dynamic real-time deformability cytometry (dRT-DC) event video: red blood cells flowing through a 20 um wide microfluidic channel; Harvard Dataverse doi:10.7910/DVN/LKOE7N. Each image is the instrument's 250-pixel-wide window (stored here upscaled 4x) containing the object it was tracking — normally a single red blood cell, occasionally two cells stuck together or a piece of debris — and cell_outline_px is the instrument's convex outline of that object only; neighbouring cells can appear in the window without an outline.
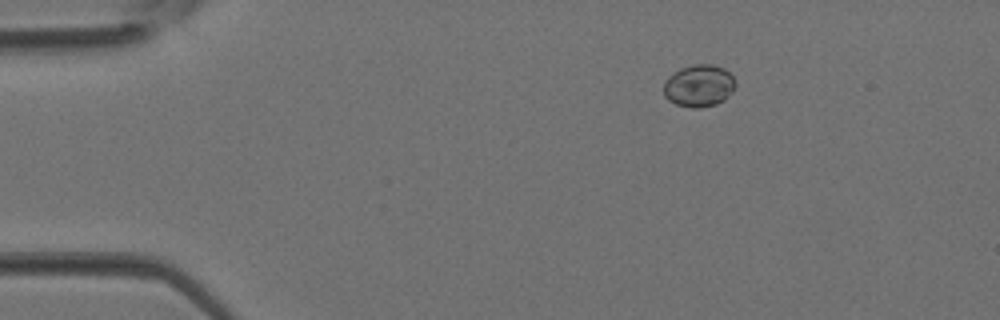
{"species": "Egyptian fruit bat (a non-hibernating species)", "species_latin": "Rousettus aegyptiacus", "temperature_condition": "room temperature", "stored_images_in_passage": 3, "camera_frame_rate_fps": 3000, "um_per_image_px": 0.085, "animal": {"sex": "female"}, "frame": {"image": 1, "passage_image": 1, "time_ms": 0.0, "image_size_px": [1000, 320], "cell_outline_px": [[736, 84], [732, 92], [724, 100], [716, 104], [700, 108], [692, 108], [676, 104], [668, 100], [664, 96], [664, 80], [668, 76], [680, 68], [692, 64], [712, 64], [724, 68], [736, 80]], "centroid_in_image_um": [59.4, 7.28], "position_along_channel_um": 25.6, "area_um2": 17.86}}
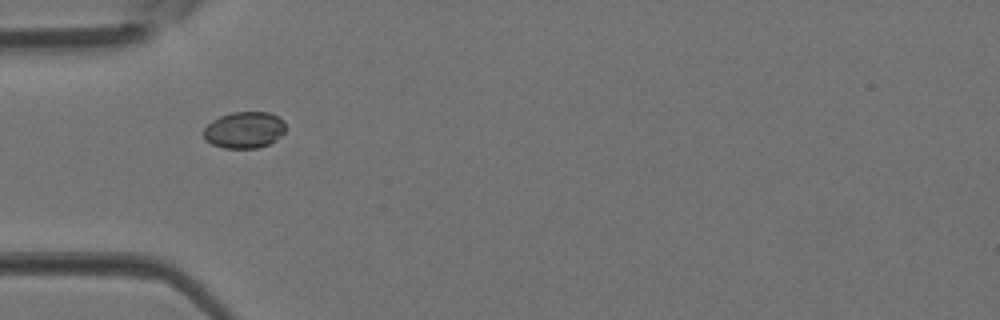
{"frame": {"image": 2, "passage_image": 3, "time_ms": 0.667, "image_size_px": [1000, 320], "cell_outline_px": [[284, 132], [276, 140], [268, 144], [256, 148], [224, 148], [212, 144], [204, 140], [204, 128], [212, 120], [220, 116], [232, 112], [268, 112], [284, 120]], "centroid_in_image_um": [20.75, 11.05], "position_along_channel_um": 64.3, "area_um2": 17.4}}